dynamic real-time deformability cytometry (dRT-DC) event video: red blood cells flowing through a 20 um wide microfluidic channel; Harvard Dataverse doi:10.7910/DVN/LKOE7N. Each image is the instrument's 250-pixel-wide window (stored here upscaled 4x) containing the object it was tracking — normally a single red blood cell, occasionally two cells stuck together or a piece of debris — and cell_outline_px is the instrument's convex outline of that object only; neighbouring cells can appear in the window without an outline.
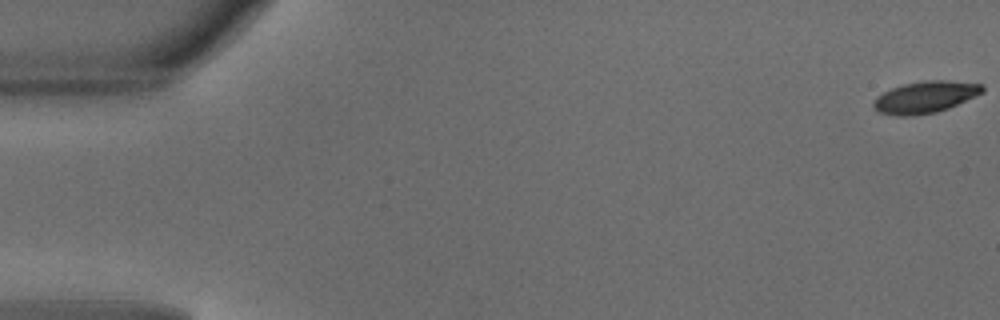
{"species": "common noctule bat (a hibernating species)", "species_latin": "Nyctalus noctula", "temperature_condition": "warm", "stored_images_in_passage": 7, "camera_frame_rate_fps": 3000, "um_per_image_px": 0.085, "animal": {"sex": "male", "body_mass_g": 18.8}, "frame": {"image": 1, "passage_image": 1, "time_ms": 0.0, "image_size_px": [1000, 320], "cell_outline_px": [[984, 92], [948, 108], [936, 112], [912, 116], [896, 116], [880, 112], [872, 108], [872, 104], [884, 92], [892, 88], [904, 84], [928, 80], [948, 80], [984, 84]], "centroid_in_image_um": [78.67, 8.25], "position_along_channel_um": 6.3, "area_um2": 20.0}}